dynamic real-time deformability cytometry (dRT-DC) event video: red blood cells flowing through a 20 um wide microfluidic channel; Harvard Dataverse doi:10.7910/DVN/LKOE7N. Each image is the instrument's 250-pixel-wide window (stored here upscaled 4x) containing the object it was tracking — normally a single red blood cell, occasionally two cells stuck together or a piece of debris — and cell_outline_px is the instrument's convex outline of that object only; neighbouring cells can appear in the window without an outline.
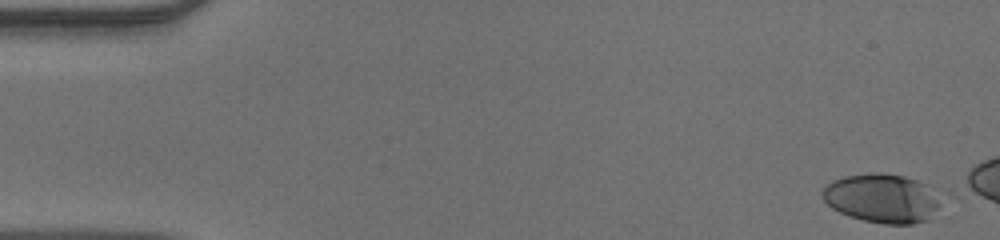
{"species": "human", "species_latin": "Homo sapiens", "temperature_condition": "warm", "stored_images_in_passage": 12, "camera_frame_rate_fps": 3000, "um_per_image_px": 0.085, "donor": {"sex": "male"}, "frame": {"image": 1, "passage_image": 1, "time_ms": 0.0, "image_size_px": [1000, 240], "cell_outline_px": [[940, 204], [928, 220], [912, 224], [884, 224], [864, 220], [840, 212], [832, 208], [820, 196], [820, 192], [832, 180], [844, 176], [872, 172], [880, 172], [904, 176], [916, 180]], "centroid_in_image_um": [74.85, 16.86], "position_along_channel_um": 10.1, "area_um2": 32.95}}